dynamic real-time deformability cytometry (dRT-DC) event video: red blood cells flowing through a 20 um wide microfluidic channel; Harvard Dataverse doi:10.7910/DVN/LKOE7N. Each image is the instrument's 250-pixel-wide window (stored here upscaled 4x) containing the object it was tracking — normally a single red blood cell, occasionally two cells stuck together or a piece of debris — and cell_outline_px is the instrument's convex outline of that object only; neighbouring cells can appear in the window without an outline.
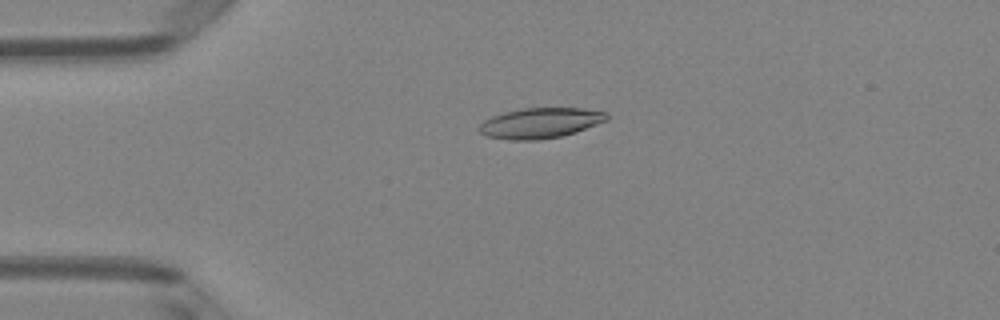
{"species": "Egyptian fruit bat (a non-hibernating species)", "species_latin": "Rousettus aegyptiacus", "temperature_condition": "room temperature", "stored_images_in_passage": 41, "camera_frame_rate_fps": 3000, "um_per_image_px": 0.085, "animal": {"sex": "female"}, "frame": {"image": 1, "passage_image": 2, "time_ms": 0.333, "image_size_px": [1000, 320], "cell_outline_px": [[608, 120], [576, 132], [560, 136], [536, 140], [508, 140], [484, 136], [476, 128], [484, 120], [492, 116], [504, 112], [524, 108], [584, 108], [608, 112]], "centroid_in_image_um": [45.91, 10.46], "position_along_channel_um": 39.1, "area_um2": 22.77}}
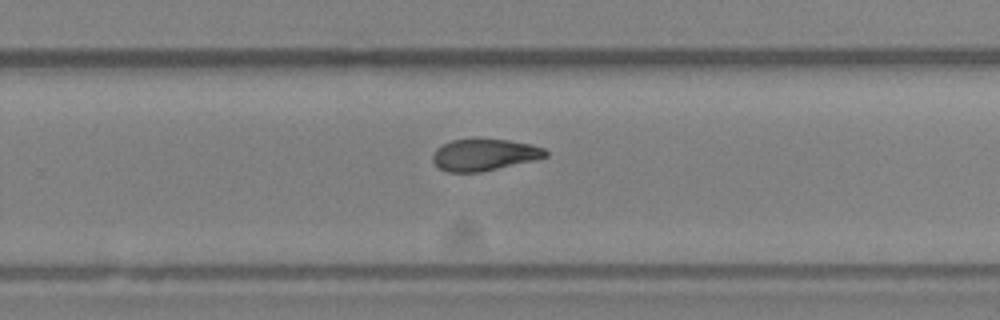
{"frame": {"image": 2, "passage_image": 23, "time_ms": 7.333, "image_size_px": [1000, 320], "cell_outline_px": [[548, 156], [532, 160], [480, 172], [448, 172], [440, 168], [432, 160], [432, 156], [436, 148], [452, 140], [508, 140], [532, 144], [544, 148], [548, 152]], "centroid_in_image_um": [41.16, 13.16], "position_along_channel_um": 288.6, "area_um2": 20.4}}
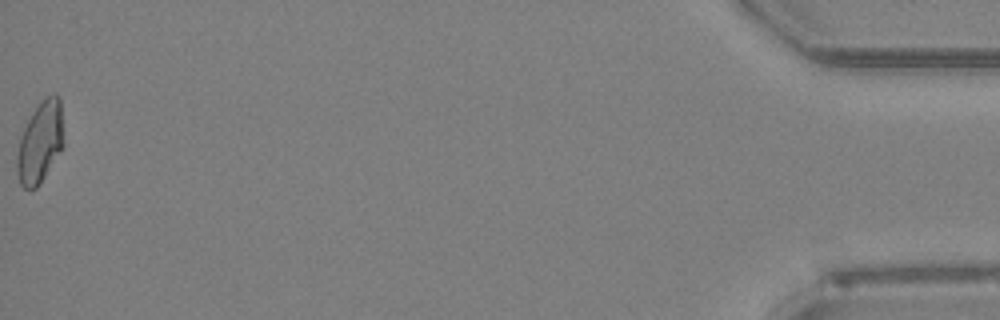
{"frame": {"image": 3, "passage_image": 41, "time_ms": 13.333, "image_size_px": [1000, 320], "cell_outline_px": [[64, 148], [36, 188], [24, 188], [20, 184], [16, 168], [16, 156], [20, 136], [28, 120], [44, 96], [52, 92], [56, 92], [60, 96], [64, 144]], "centroid_in_image_um": [3.43, 12.06], "position_along_channel_um": 431.8, "area_um2": 22.37}, "authors_computed_cell_mechanics": {"area_um2": 21.7328, "velocity_mm_per_s": 4.016, "shape_relaxation_time_tau1_ms": 11.1466, "shape_relaxation_time_tau2_ms": 5.86, "deformation_change_tau1": 0.2544, "deformation_change_tau2": 0.1405}}